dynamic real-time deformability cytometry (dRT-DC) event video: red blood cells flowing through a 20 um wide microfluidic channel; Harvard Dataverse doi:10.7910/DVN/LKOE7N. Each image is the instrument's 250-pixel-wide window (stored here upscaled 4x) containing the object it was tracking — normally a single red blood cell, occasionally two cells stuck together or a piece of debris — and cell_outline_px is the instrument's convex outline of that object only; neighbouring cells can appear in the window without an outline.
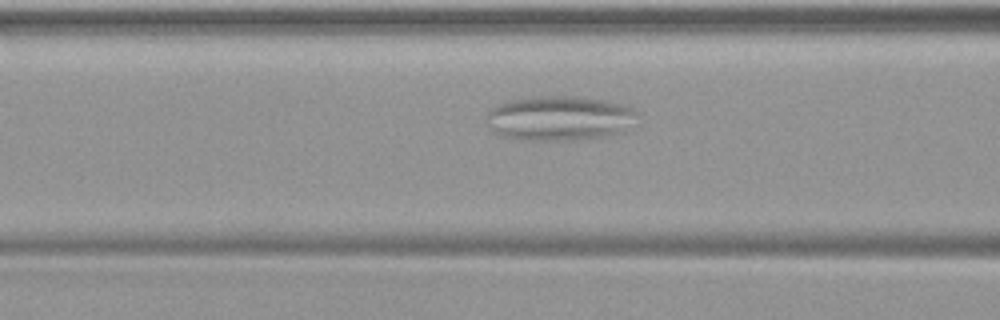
{"species": "common noctule bat (a hibernating species)", "species_latin": "Nyctalus noctula", "temperature_condition": "warm", "stored_images_in_passage": 50, "camera_frame_rate_fps": 3000, "um_per_image_px": 0.085, "animal": {"sex": "female", "body_mass_g": 19.9}, "frame": {"image": 1, "passage_image": 20, "time_ms": 6.333, "image_size_px": [1000, 320], "cell_outline_px": [[640, 112], [620, 132], [604, 136], [580, 140], [520, 140], [504, 136], [492, 132], [484, 116], [488, 108], [496, 104], [508, 100], [536, 96], [580, 96], [604, 100], [624, 104]], "centroid_in_image_um": [47.46, 10.03], "position_along_channel_um": 119.1, "area_um2": 39.71}}
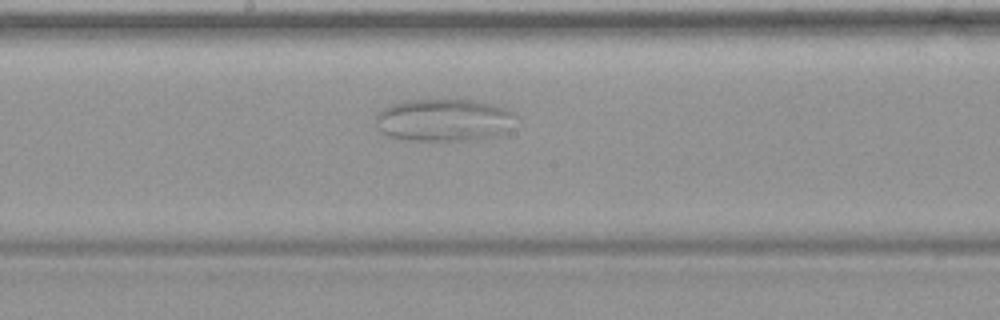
{"frame": {"image": 2, "passage_image": 27, "time_ms": 8.667, "image_size_px": [1000, 320], "cell_outline_px": [[516, 116], [508, 128], [504, 132], [496, 136], [464, 140], [408, 140], [388, 136], [380, 128], [376, 120], [376, 112], [392, 104], [408, 100], [472, 100], [492, 104], [508, 108]], "centroid_in_image_um": [37.73, 10.19], "position_along_channel_um": 210.5, "area_um2": 34.28}}
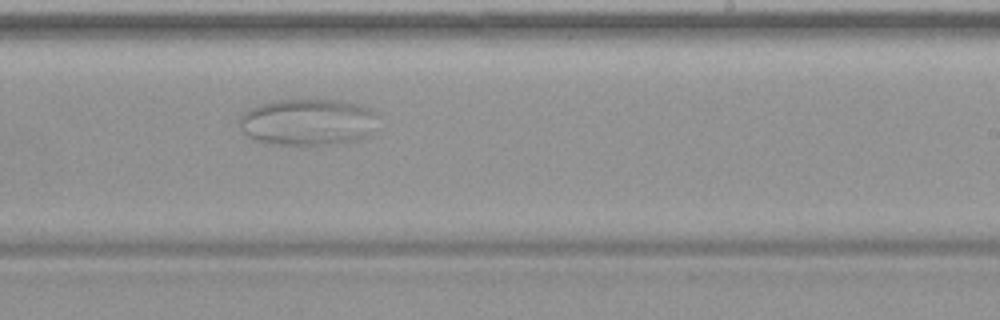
{"frame": {"image": 3, "passage_image": 31, "time_ms": 10.0, "image_size_px": [1000, 320], "cell_outline_px": [[380, 112], [368, 136], [356, 140], [300, 148], [264, 144], [252, 140], [244, 136], [240, 128], [240, 116], [244, 112], [260, 104], [276, 100], [340, 100], [364, 104]], "centroid_in_image_um": [26.15, 10.41], "position_along_channel_um": 262.9, "area_um2": 39.07}}